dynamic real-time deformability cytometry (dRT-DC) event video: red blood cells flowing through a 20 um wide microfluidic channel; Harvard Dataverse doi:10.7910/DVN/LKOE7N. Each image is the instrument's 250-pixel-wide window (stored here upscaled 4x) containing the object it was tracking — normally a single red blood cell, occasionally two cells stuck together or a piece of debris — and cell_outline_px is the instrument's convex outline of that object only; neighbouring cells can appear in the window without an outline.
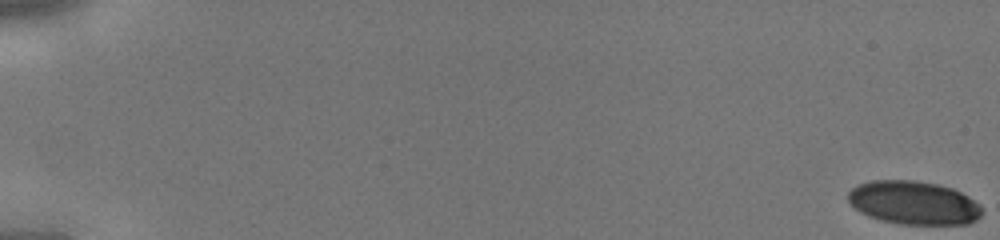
{"species": "human", "species_latin": "Homo sapiens", "temperature_condition": "cold", "stored_images_in_passage": 45, "camera_frame_rate_fps": 3000, "um_per_image_px": 0.085, "donor": {"sex": "male"}, "frame": {"image": 1, "passage_image": 1, "time_ms": 0.0, "image_size_px": [1000, 240], "cell_outline_px": [[984, 212], [976, 220], [968, 224], [900, 224], [880, 220], [868, 216], [860, 212], [848, 200], [848, 192], [856, 184], [872, 180], [916, 180], [936, 184], [952, 188], [968, 196], [980, 204]], "centroid_in_image_um": [77.67, 17.23], "position_along_channel_um": 7.3, "area_um2": 34.1}}
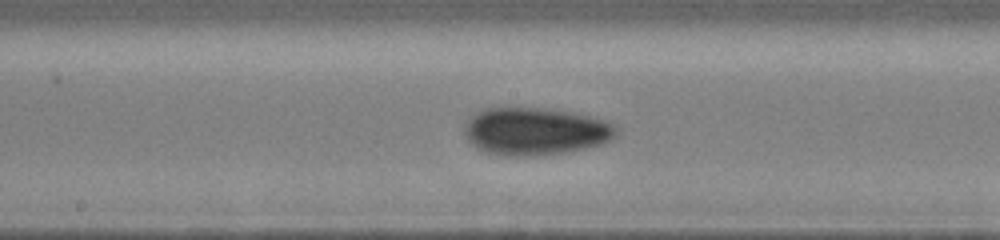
{"frame": {"image": 2, "passage_image": 26, "time_ms": 8.333, "image_size_px": [1000, 240], "cell_outline_px": [[616, 136], [600, 144], [584, 148], [564, 152], [536, 156], [504, 156], [484, 152], [476, 148], [468, 140], [464, 132], [464, 124], [472, 116], [488, 108], [544, 108], [572, 112], [604, 120], [612, 124], [616, 128]], "centroid_in_image_um": [45.46, 11.17], "position_along_channel_um": 202.7, "area_um2": 41.79}}
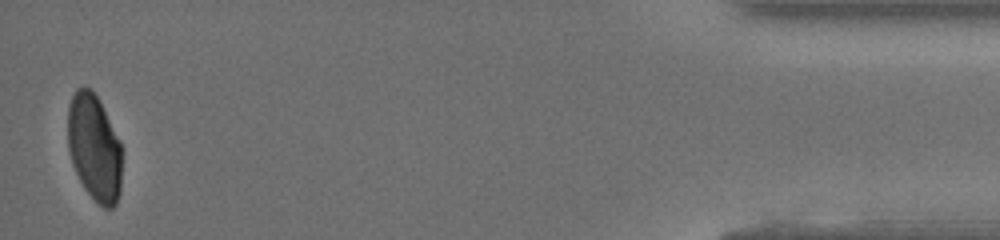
{"frame": {"image": 3, "passage_image": 45, "time_ms": 14.667, "image_size_px": [1000, 240], "cell_outline_px": [[120, 192], [116, 204], [112, 208], [104, 208], [84, 188], [72, 164], [68, 148], [68, 108], [72, 96], [76, 88], [92, 88], [120, 140]], "centroid_in_image_um": [8.0, 12.54], "position_along_channel_um": 427.2, "area_um2": 33.23}}